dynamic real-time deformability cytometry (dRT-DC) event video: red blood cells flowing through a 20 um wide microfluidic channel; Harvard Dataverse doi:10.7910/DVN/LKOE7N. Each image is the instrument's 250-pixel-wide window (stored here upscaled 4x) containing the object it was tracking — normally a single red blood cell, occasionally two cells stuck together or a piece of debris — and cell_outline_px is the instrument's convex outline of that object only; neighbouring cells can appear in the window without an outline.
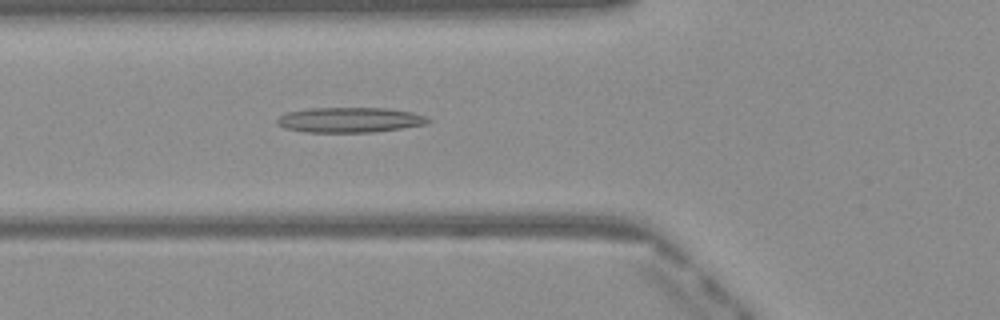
{"species": "Egyptian fruit bat (a non-hibernating species)", "species_latin": "Rousettus aegyptiacus", "temperature_condition": "warm", "stored_images_in_passage": 49, "camera_frame_rate_fps": 3000, "um_per_image_px": 0.085, "frame": {"image": 1, "passage_image": 18, "time_ms": 5.667, "image_size_px": [1000, 320], "cell_outline_px": [[432, 120], [428, 124], [404, 128], [376, 132], [304, 132], [284, 128], [276, 124], [276, 120], [280, 116], [288, 112], [308, 108], [388, 108], [412, 112], [424, 116]], "centroid_in_image_um": [29.75, 10.2], "position_along_channel_um": 96.1, "area_um2": 22.31}}
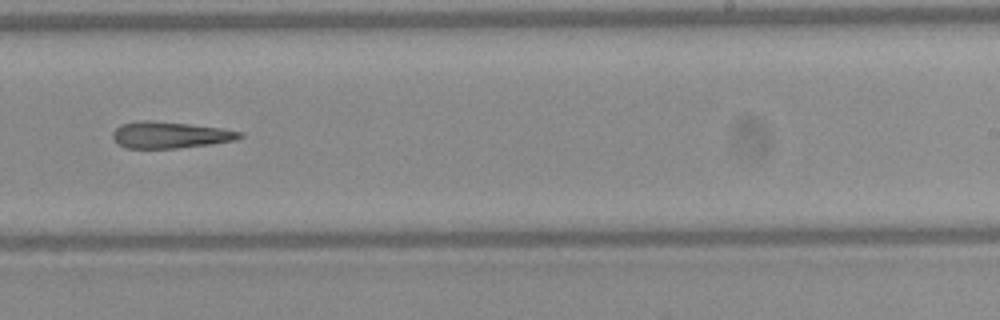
{"frame": {"image": 2, "passage_image": 31, "time_ms": 10.0, "image_size_px": [1000, 320], "cell_outline_px": [[244, 136], [236, 140], [212, 144], [176, 148], [124, 148], [116, 144], [112, 136], [112, 132], [120, 124], [140, 120], [144, 120], [188, 124], [220, 128], [244, 132]], "centroid_in_image_um": [14.43, 11.48], "position_along_channel_um": 274.6, "area_um2": 19.71}}
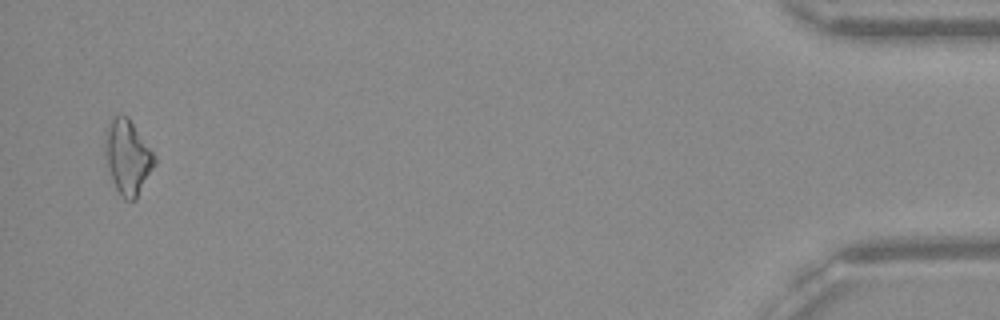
{"frame": {"image": 3, "passage_image": 48, "time_ms": 15.667, "image_size_px": [1000, 320], "cell_outline_px": [[156, 164], [136, 200], [124, 200], [120, 196], [116, 188], [108, 168], [104, 156], [104, 132], [112, 116], [128, 116], [156, 156]], "centroid_in_image_um": [10.84, 13.35], "position_along_channel_um": 424.4, "area_um2": 21.79}}